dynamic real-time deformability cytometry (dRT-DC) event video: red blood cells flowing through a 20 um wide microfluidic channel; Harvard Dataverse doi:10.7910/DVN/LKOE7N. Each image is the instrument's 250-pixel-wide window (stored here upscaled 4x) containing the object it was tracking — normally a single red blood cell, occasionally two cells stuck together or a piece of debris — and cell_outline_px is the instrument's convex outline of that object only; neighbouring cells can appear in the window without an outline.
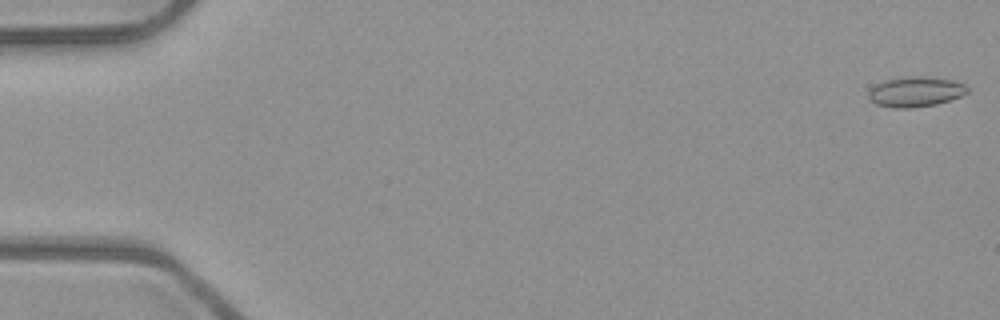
{"species": "common noctule bat (a hibernating species)", "species_latin": "Nyctalus noctula", "temperature_condition": "room temperature", "stored_images_in_passage": 17, "camera_frame_rate_fps": 3000, "um_per_image_px": 0.085, "animal": {"sex": "male", "body_mass_g": 23.1, "forearm_length_mm": 52.7}, "frame": {"image": 1, "passage_image": 1, "time_ms": 0.0, "image_size_px": [1000, 320], "cell_outline_px": [[968, 92], [960, 96], [936, 104], [912, 108], [892, 108], [876, 104], [868, 100], [868, 92], [876, 84], [888, 80], [904, 76], [920, 76], [952, 80], [964, 84], [968, 88]], "centroid_in_image_um": [77.79, 7.81], "position_along_channel_um": 7.2, "area_um2": 17.28}}